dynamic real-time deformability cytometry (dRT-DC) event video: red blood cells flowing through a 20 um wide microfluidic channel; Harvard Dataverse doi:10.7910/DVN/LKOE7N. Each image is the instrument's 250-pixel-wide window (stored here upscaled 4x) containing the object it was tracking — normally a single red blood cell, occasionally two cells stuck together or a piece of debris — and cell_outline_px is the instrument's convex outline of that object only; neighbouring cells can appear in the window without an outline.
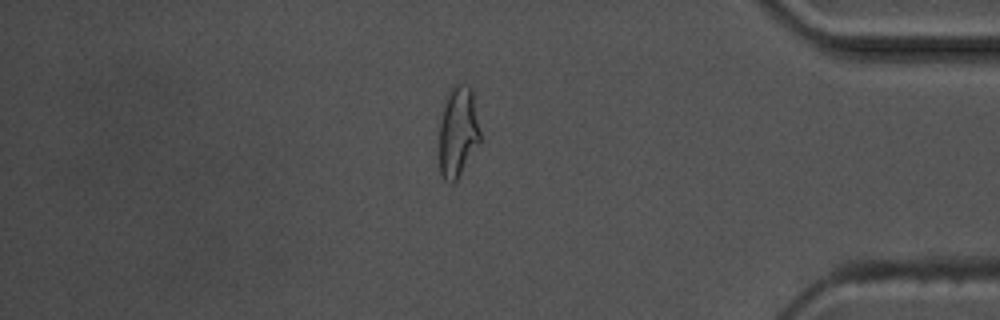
{"species": "common noctule bat (a hibernating species)", "species_latin": "Nyctalus noctula", "temperature_condition": "warm", "stored_images_in_passage": 42, "camera_frame_rate_fps": 3000, "um_per_image_px": 0.085, "animal": {"sex": "male", "body_mass_g": 17.5, "forearm_length_mm": 52.3}, "frame": {"image": 1, "passage_image": 36, "time_ms": 11.667, "image_size_px": [1000, 320], "cell_outline_px": [[480, 140], [456, 180], [452, 184], [448, 184], [444, 180], [440, 172], [440, 124], [444, 96], [452, 84], [468, 84], [472, 88], [480, 132]], "centroid_in_image_um": [38.91, 11.13], "position_along_channel_um": 396.3, "area_um2": 21.73}}